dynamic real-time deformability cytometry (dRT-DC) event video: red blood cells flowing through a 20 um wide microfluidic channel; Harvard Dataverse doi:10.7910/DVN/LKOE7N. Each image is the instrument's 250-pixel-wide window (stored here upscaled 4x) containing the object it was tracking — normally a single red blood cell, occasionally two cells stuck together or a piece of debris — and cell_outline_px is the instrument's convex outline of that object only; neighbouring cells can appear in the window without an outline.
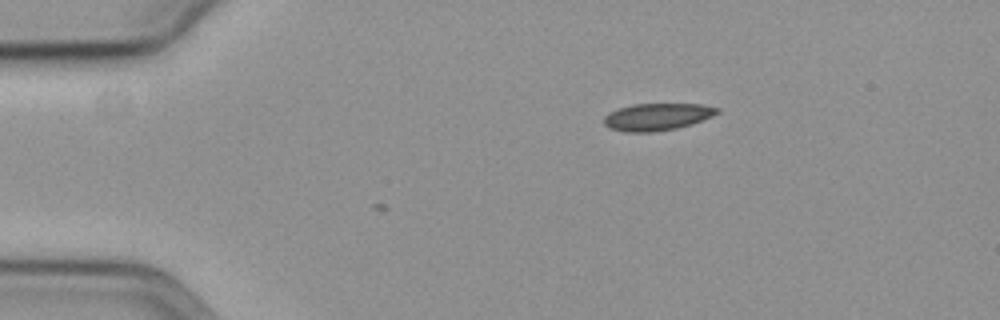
{"species": "common noctule bat (a hibernating species)", "species_latin": "Nyctalus noctula", "temperature_condition": "cold", "stored_images_in_passage": 3, "camera_frame_rate_fps": 3000, "um_per_image_px": 0.085, "animal": {"sex": "female", "body_mass_g": 19.3, "forearm_length_mm": 54.1}, "frame": {"image": 1, "passage_image": 1, "time_ms": 0.0, "image_size_px": [1000, 320], "cell_outline_px": [[720, 112], [712, 116], [692, 124], [676, 128], [648, 132], [628, 132], [608, 128], [604, 124], [604, 116], [608, 112], [632, 104], [704, 104], [720, 108]], "centroid_in_image_um": [55.86, 9.92], "position_along_channel_um": 29.1, "area_um2": 17.92}}